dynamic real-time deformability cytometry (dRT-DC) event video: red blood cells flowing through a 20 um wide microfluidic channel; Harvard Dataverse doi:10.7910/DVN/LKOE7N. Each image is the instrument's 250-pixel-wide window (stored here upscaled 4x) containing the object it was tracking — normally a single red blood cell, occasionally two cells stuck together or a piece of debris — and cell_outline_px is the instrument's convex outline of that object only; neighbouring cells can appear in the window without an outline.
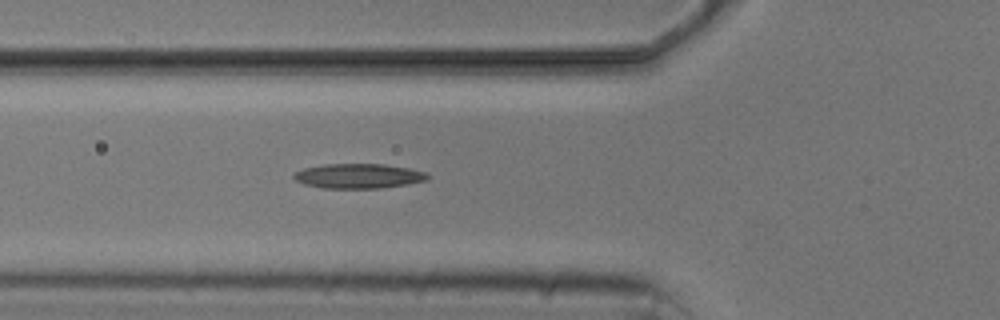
{"species": "common noctule bat (a hibernating species)", "species_latin": "Nyctalus noctula", "temperature_condition": "cold", "stored_images_in_passage": 3, "camera_frame_rate_fps": 3000, "um_per_image_px": 0.085, "animal": {"sex": "male", "body_mass_g": 20.5, "forearm_length_mm": 52.5}, "frame": {"image": 1, "passage_image": 3, "time_ms": 3.333, "image_size_px": [1000, 320], "cell_outline_px": [[428, 180], [408, 184], [380, 188], [324, 188], [304, 184], [296, 180], [292, 176], [296, 172], [304, 168], [324, 164], [384, 164], [408, 168], [428, 172]], "centroid_in_image_um": [30.5, 14.96], "position_along_channel_um": 95.3, "area_um2": 19.25}}